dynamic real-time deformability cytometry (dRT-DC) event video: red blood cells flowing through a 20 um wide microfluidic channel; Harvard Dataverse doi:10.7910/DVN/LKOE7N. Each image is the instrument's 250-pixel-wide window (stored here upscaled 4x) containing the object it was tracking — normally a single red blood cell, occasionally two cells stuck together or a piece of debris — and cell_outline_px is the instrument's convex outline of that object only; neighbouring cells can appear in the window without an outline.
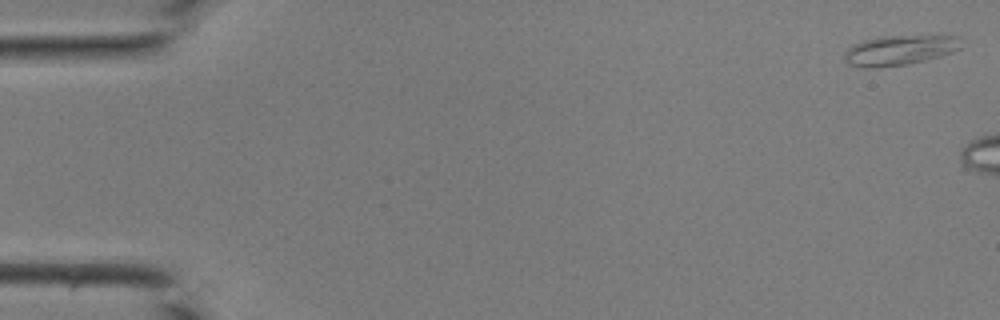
{"species": "common noctule bat (a hibernating species)", "species_latin": "Nyctalus noctula", "temperature_condition": "room temperature", "stored_images_in_passage": 5, "camera_frame_rate_fps": 3000, "um_per_image_px": 0.085, "animal": {"sex": "male", "body_mass_g": 19.0, "forearm_length_mm": 50.8}, "frame": {"image": 1, "passage_image": 1, "time_ms": 0.0, "image_size_px": [1000, 320], "cell_outline_px": [[960, 48], [952, 52], [940, 56], [908, 64], [876, 68], [864, 68], [848, 64], [844, 60], [844, 56], [848, 48], [852, 44], [864, 40], [880, 36], [956, 36]], "centroid_in_image_um": [76.37, 4.28], "position_along_channel_um": 8.6, "area_um2": 20.17}}